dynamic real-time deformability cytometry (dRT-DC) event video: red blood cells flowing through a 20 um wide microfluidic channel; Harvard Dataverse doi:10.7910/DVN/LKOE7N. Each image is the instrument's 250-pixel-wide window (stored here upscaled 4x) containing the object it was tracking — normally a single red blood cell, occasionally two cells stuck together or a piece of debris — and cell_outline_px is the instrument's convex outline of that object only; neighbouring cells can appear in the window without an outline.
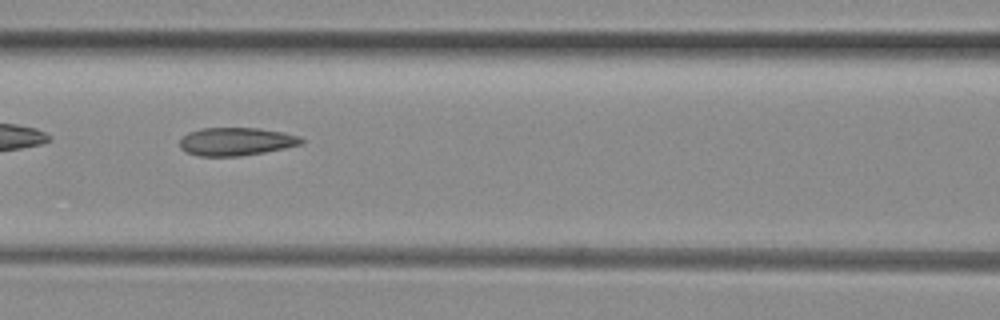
{"species": "common noctule bat (a hibernating species)", "species_latin": "Nyctalus noctula", "temperature_condition": "room temperature", "stored_images_in_passage": 33, "camera_frame_rate_fps": 3000, "um_per_image_px": 0.085, "animal": {"sex": "female", "body_mass_g": 29.2, "forearm_length_mm": 56.3}, "frame": {"image": 1, "passage_image": 6, "time_ms": 1.667, "image_size_px": [1000, 320], "cell_outline_px": [[304, 144], [264, 152], [240, 156], [200, 156], [188, 152], [180, 148], [180, 140], [188, 132], [200, 128], [260, 128], [284, 132], [300, 136], [304, 140]], "centroid_in_image_um": [20.1, 12.02], "position_along_channel_um": 146.5, "area_um2": 19.94}}
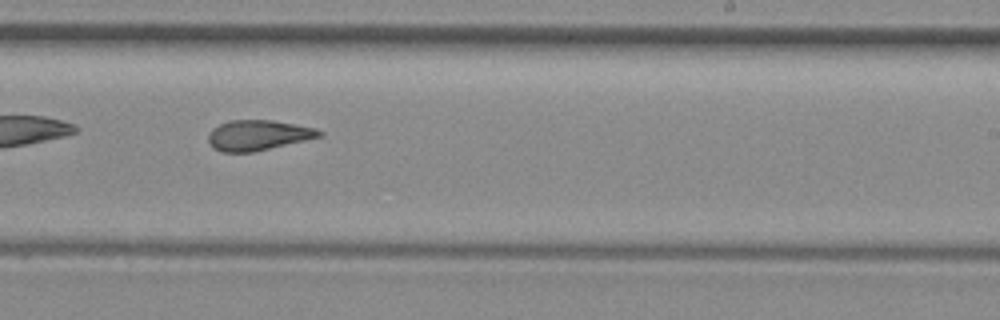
{"frame": {"image": 2, "passage_image": 15, "time_ms": 4.667, "image_size_px": [1000, 320], "cell_outline_px": [[324, 136], [252, 152], [220, 152], [212, 148], [208, 140], [208, 132], [212, 128], [228, 120], [272, 120], [316, 128], [324, 132]], "centroid_in_image_um": [21.92, 11.49], "position_along_channel_um": 267.1, "area_um2": 19.71}}